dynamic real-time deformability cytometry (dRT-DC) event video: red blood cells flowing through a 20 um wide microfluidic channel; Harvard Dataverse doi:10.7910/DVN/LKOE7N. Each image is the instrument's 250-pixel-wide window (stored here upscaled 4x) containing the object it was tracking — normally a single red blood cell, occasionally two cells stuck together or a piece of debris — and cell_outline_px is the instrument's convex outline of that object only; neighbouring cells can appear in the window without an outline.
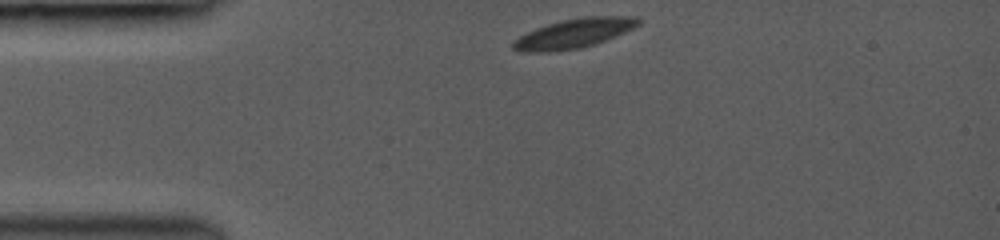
{"species": "common noctule bat (a hibernating species)", "species_latin": "Nyctalus noctula", "temperature_condition": "room temperature", "stored_images_in_passage": 4, "camera_frame_rate_fps": 3000, "um_per_image_px": 0.085, "animal": {"sex": "female", "body_mass_g": 19.0, "forearm_length_mm": 53.3}, "frame": {"image": 1, "passage_image": 1, "time_ms": 0.0, "image_size_px": [1000, 240], "cell_outline_px": [[640, 24], [616, 36], [580, 48], [548, 52], [520, 52], [512, 48], [512, 40], [536, 28], [560, 20], [584, 16], [640, 16]], "centroid_in_image_um": [48.77, 2.83], "position_along_channel_um": 36.2, "area_um2": 21.44}}
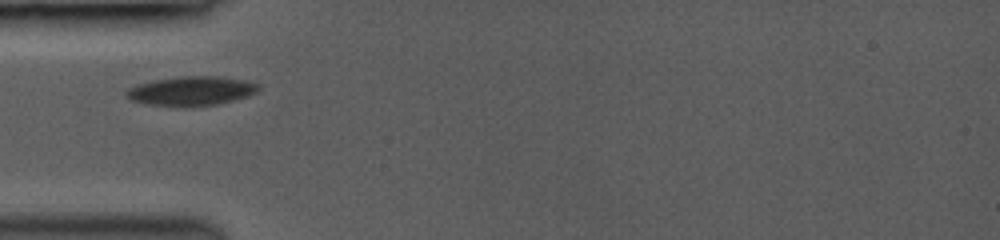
{"frame": {"image": 2, "passage_image": 3, "time_ms": 1.667, "image_size_px": [1000, 240], "cell_outline_px": [[260, 88], [256, 92], [248, 96], [216, 104], [184, 108], [148, 104], [132, 100], [124, 96], [124, 92], [128, 88], [152, 80], [180, 76], [220, 76], [244, 80], [260, 84]], "centroid_in_image_um": [16.24, 7.74], "position_along_channel_um": 68.8, "area_um2": 22.77}}